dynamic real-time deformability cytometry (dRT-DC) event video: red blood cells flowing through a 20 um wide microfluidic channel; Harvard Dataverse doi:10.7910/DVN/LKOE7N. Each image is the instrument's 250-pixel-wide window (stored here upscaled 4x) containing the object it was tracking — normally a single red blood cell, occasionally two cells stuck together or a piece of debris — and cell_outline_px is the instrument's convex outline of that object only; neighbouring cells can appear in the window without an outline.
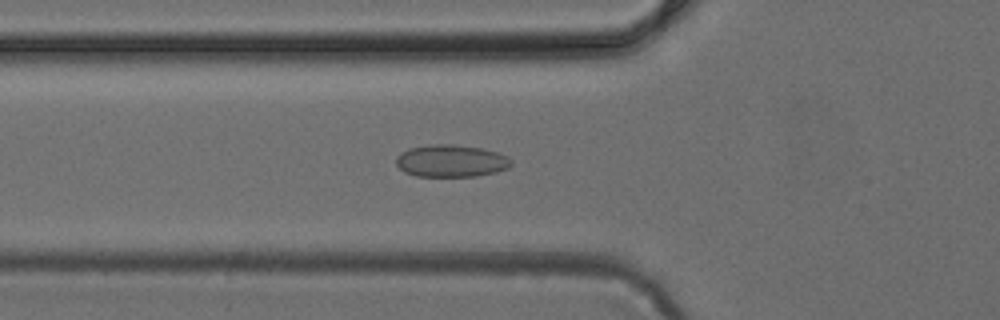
{"species": "common noctule bat (a hibernating species)", "species_latin": "Nyctalus noctula", "temperature_condition": "cold", "stored_images_in_passage": 44, "camera_frame_rate_fps": 3000, "um_per_image_px": 0.085, "animal": {"sex": "female", "body_mass_g": 24.6, "forearm_length_mm": 56.2}, "frame": {"image": 1, "passage_image": 13, "time_ms": 4.0, "image_size_px": [1000, 320], "cell_outline_px": [[512, 164], [508, 168], [496, 172], [476, 176], [416, 176], [404, 172], [396, 164], [396, 156], [400, 152], [408, 148], [428, 144], [452, 144], [480, 148], [496, 152], [508, 156], [512, 160]], "centroid_in_image_um": [38.32, 13.67], "position_along_channel_um": 87.5, "area_um2": 21.79}}
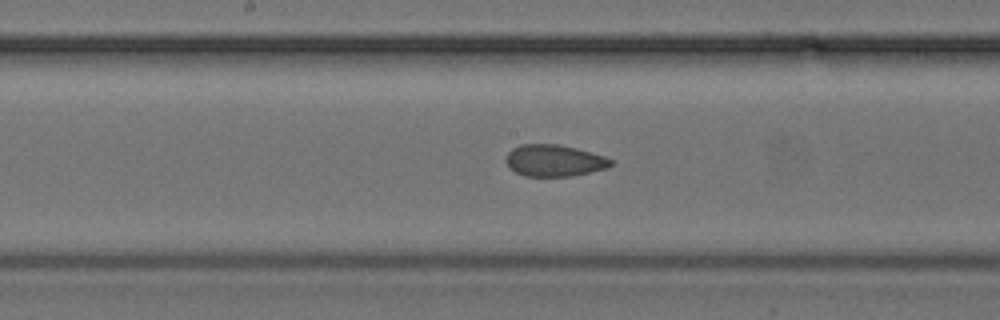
{"frame": {"image": 2, "passage_image": 21, "time_ms": 6.667, "image_size_px": [1000, 320], "cell_outline_px": [[612, 164], [608, 168], [572, 176], [524, 176], [508, 168], [504, 160], [508, 152], [512, 148], [520, 144], [556, 144], [576, 148], [592, 152], [604, 156], [612, 160]], "centroid_in_image_um": [47.07, 13.65], "position_along_channel_um": 201.1, "area_um2": 19.54}}
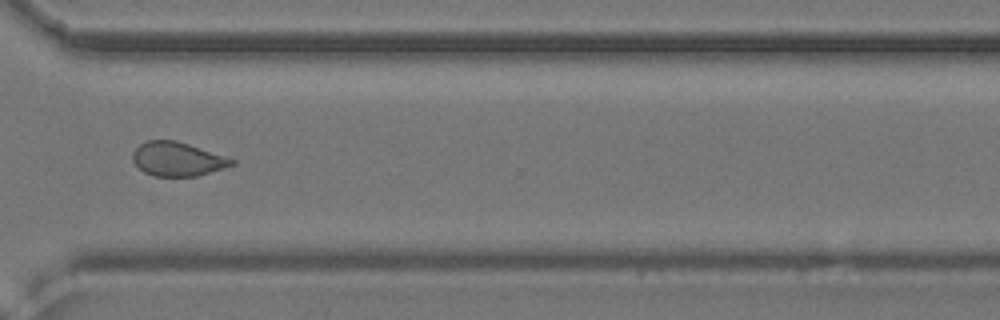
{"frame": {"image": 3, "passage_image": 32, "time_ms": 10.333, "image_size_px": [1000, 320], "cell_outline_px": [[236, 164], [224, 168], [196, 176], [152, 176], [144, 172], [132, 160], [132, 152], [140, 144], [148, 140], [176, 140], [236, 160]], "centroid_in_image_um": [15.07, 13.52], "position_along_channel_um": 355.5, "area_um2": 19.48}}